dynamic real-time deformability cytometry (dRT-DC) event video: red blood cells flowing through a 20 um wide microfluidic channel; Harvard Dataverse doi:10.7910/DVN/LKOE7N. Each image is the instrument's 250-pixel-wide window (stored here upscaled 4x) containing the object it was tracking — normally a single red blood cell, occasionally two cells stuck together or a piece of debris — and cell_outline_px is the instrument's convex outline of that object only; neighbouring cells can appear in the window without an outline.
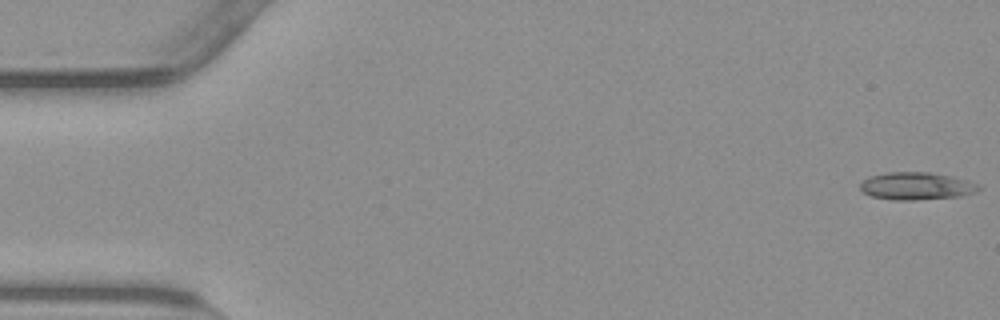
{"species": "common noctule bat (a hibernating species)", "species_latin": "Nyctalus noctula", "temperature_condition": "warm", "stored_images_in_passage": 54, "camera_frame_rate_fps": 3000, "um_per_image_px": 0.085, "animal": {"sex": "male", "body_mass_g": 23.1, "forearm_length_mm": 52.7}, "frame": {"image": 1, "passage_image": 1, "time_ms": 0.0, "image_size_px": [1000, 320], "cell_outline_px": [[980, 188], [972, 192], [960, 196], [916, 200], [892, 200], [872, 196], [864, 192], [860, 188], [860, 184], [868, 176], [888, 172], [932, 172], [952, 176], [968, 180], [980, 184]], "centroid_in_image_um": [77.89, 15.8], "position_along_channel_um": 7.1, "area_um2": 19.02}}
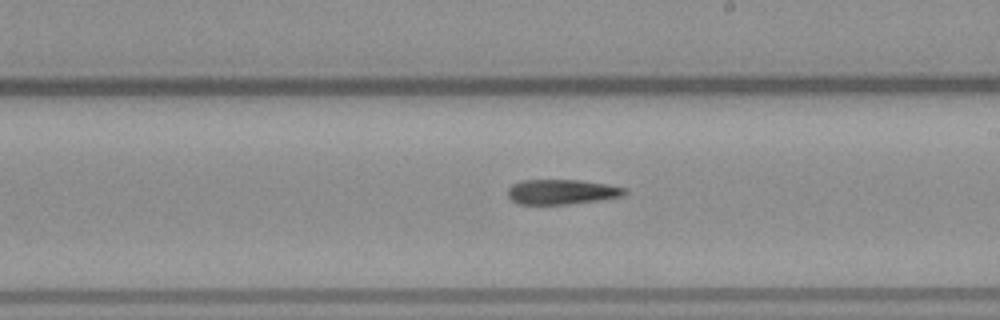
{"frame": {"image": 2, "passage_image": 31, "time_ms": 10.0, "image_size_px": [1000, 320], "cell_outline_px": [[628, 192], [624, 196], [596, 200], [564, 204], [520, 204], [512, 200], [508, 196], [508, 188], [512, 184], [524, 180], [576, 180], [608, 184], [628, 188]], "centroid_in_image_um": [47.78, 16.3], "position_along_channel_um": 241.2, "area_um2": 16.88}}
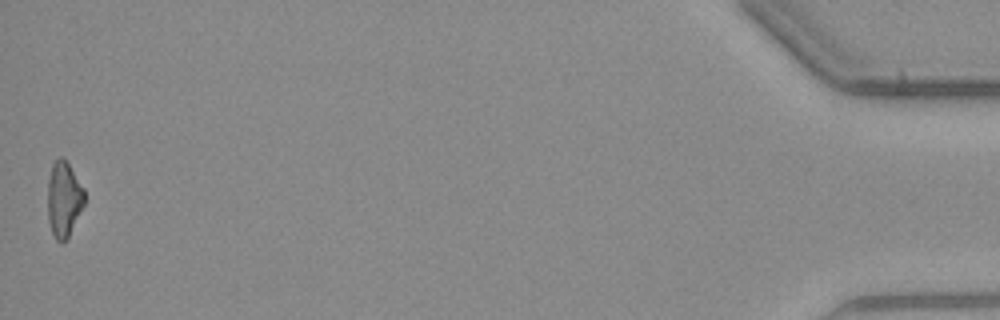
{"frame": {"image": 3, "passage_image": 54, "time_ms": 17.667, "image_size_px": [1000, 320], "cell_outline_px": [[84, 204], [68, 236], [60, 244], [56, 240], [52, 232], [48, 220], [48, 180], [52, 164], [60, 156], [64, 156], [84, 188]], "centroid_in_image_um": [5.42, 16.89], "position_along_channel_um": 429.8, "area_um2": 16.07}}